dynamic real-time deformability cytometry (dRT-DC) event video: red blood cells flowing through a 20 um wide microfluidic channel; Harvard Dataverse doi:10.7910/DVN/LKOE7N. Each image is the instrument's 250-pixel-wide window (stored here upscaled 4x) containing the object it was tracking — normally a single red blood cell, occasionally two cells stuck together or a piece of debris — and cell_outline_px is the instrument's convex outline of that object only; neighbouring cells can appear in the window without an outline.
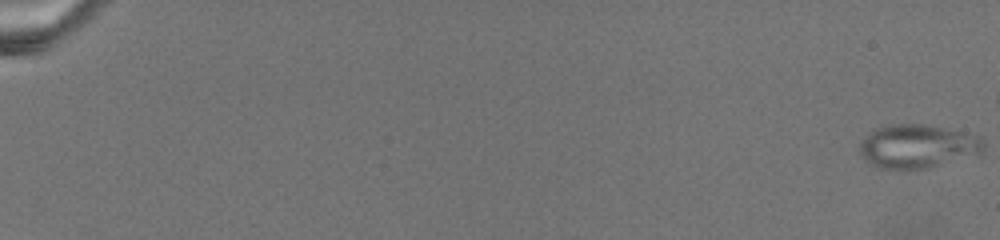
{"species": "common noctule bat (a hibernating species)", "species_latin": "Nyctalus noctula", "temperature_condition": "warm", "stored_images_in_passage": 73, "camera_frame_rate_fps": 3000, "um_per_image_px": 0.085, "animal": {"sex": "female", "body_mass_g": 19.5, "forearm_length_mm": 54.1}, "frame": {"image": 1, "passage_image": 1, "time_ms": 0.0, "image_size_px": [1000, 240], "cell_outline_px": [[984, 152], [928, 168], [876, 168], [868, 164], [864, 160], [860, 152], [860, 144], [876, 128], [888, 124], [924, 124], [944, 128], [980, 136], [984, 140]], "centroid_in_image_um": [78.0, 12.43], "position_along_channel_um": 7.0, "area_um2": 31.21}}
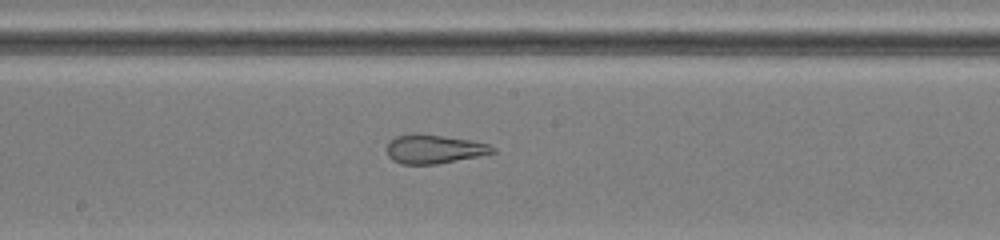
{"frame": {"image": 2, "passage_image": 47, "time_ms": 15.333, "image_size_px": [1000, 240], "cell_outline_px": [[496, 152], [480, 156], [436, 164], [400, 164], [392, 160], [388, 156], [388, 140], [396, 136], [416, 132], [472, 140], [488, 144], [496, 148]], "centroid_in_image_um": [36.89, 12.66], "position_along_channel_um": 211.3, "area_um2": 18.03}}
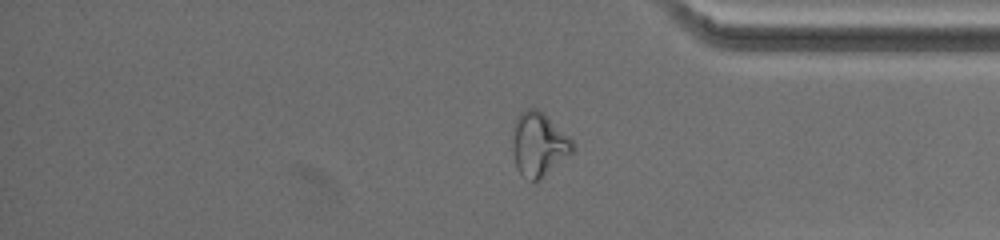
{"frame": {"image": 3, "passage_image": 67, "time_ms": 22.0, "image_size_px": [1000, 240], "cell_outline_px": [[576, 144], [572, 152], [536, 184], [532, 184], [516, 168], [512, 152], [512, 144], [516, 120], [520, 112], [528, 108], [536, 108], [544, 112]], "centroid_in_image_um": [45.79, 12.3], "position_along_channel_um": 389.4, "area_um2": 22.54}}